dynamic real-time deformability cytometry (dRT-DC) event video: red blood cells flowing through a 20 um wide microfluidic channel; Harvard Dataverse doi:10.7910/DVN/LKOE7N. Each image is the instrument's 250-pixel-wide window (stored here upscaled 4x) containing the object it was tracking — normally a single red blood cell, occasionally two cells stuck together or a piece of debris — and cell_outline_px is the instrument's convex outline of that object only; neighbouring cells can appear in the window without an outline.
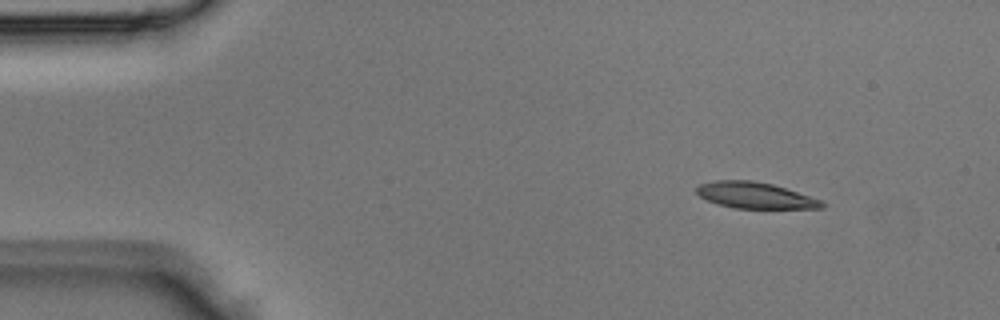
{"species": "Egyptian fruit bat (a non-hibernating species)", "species_latin": "Rousettus aegyptiacus", "temperature_condition": "room temperature", "stored_images_in_passage": 4, "camera_frame_rate_fps": 3000, "um_per_image_px": 0.085, "animal": {"sex": "male"}, "frame": {"image": 1, "passage_image": 2, "time_ms": 0.333, "image_size_px": [1000, 320], "cell_outline_px": [[824, 208], [736, 208], [720, 204], [708, 200], [700, 196], [696, 192], [696, 188], [700, 184], [716, 180], [752, 180], [772, 184], [820, 200], [824, 204]], "centroid_in_image_um": [64.15, 16.6], "position_along_channel_um": 20.9, "area_um2": 18.67}}
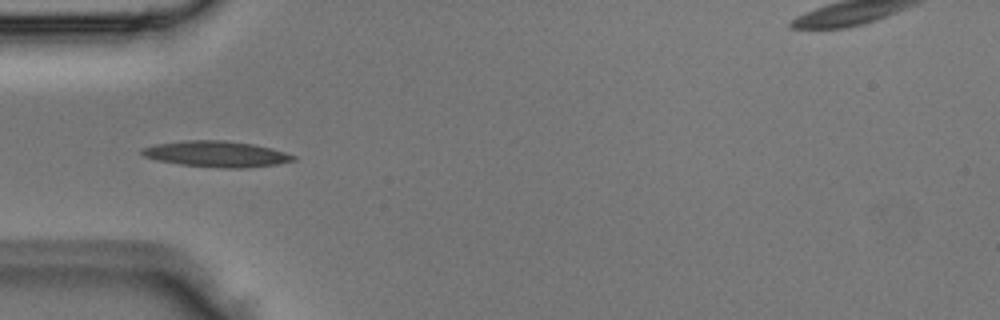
{"frame": {"image": 2, "passage_image": 4, "time_ms": 1.0, "image_size_px": [1000, 320], "cell_outline_px": [[296, 160], [276, 164], [244, 168], [228, 168], [180, 164], [156, 160], [144, 156], [140, 152], [140, 148], [156, 144], [180, 140], [224, 140], [252, 144], [272, 148], [296, 156]], "centroid_in_image_um": [18.36, 13.08], "position_along_channel_um": 66.6, "area_um2": 22.83}}